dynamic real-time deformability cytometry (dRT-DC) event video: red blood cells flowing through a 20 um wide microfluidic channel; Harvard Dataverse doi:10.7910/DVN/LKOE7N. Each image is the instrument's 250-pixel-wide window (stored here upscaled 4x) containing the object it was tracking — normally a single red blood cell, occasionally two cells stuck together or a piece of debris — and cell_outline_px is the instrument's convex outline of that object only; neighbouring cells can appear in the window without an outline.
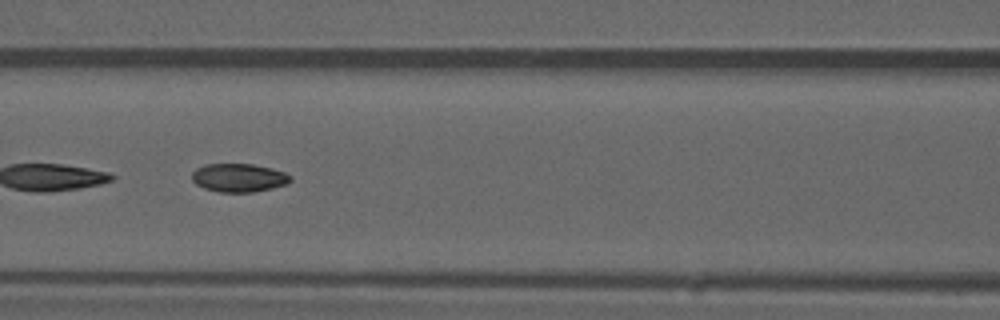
{"species": "common noctule bat (a hibernating species)", "species_latin": "Nyctalus noctula", "temperature_condition": "warm", "stored_images_in_passage": 38, "camera_frame_rate_fps": 3000, "um_per_image_px": 0.085, "animal": {"sex": "male", "forearm_length_mm": 52.5}, "frame": {"image": 1, "passage_image": 23, "time_ms": 7.333, "image_size_px": [1000, 320], "cell_outline_px": [[292, 180], [288, 184], [272, 188], [252, 192], [220, 192], [204, 188], [196, 184], [192, 180], [192, 172], [196, 168], [208, 164], [252, 164], [272, 168], [284, 172], [292, 176]], "centroid_in_image_um": [20.32, 15.11], "position_along_channel_um": 146.3, "area_um2": 16.36}}